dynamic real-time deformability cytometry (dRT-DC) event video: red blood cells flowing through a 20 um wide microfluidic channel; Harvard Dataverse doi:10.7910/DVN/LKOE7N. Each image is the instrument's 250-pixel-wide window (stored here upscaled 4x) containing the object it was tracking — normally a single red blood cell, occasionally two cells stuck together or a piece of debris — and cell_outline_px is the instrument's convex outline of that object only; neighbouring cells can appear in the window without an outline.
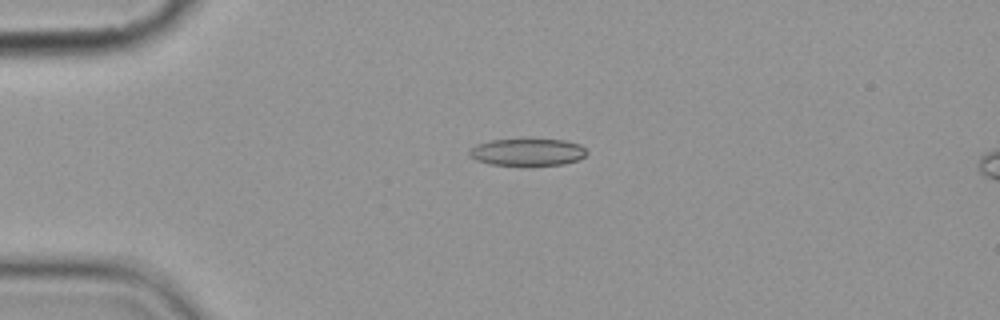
{"species": "common noctule bat (a hibernating species)", "species_latin": "Nyctalus noctula", "temperature_condition": "cold", "stored_images_in_passage": 5, "camera_frame_rate_fps": 3000, "um_per_image_px": 0.085, "animal": {"sex": "female", "body_mass_g": 19.9}, "frame": {"image": 1, "passage_image": 4, "time_ms": 3.667, "image_size_px": [1000, 320], "cell_outline_px": [[588, 152], [584, 156], [576, 160], [564, 164], [524, 168], [492, 164], [476, 160], [468, 152], [476, 144], [492, 140], [564, 140], [580, 144]], "centroid_in_image_um": [44.85, 12.98], "position_along_channel_um": 40.2, "area_um2": 18.96}}